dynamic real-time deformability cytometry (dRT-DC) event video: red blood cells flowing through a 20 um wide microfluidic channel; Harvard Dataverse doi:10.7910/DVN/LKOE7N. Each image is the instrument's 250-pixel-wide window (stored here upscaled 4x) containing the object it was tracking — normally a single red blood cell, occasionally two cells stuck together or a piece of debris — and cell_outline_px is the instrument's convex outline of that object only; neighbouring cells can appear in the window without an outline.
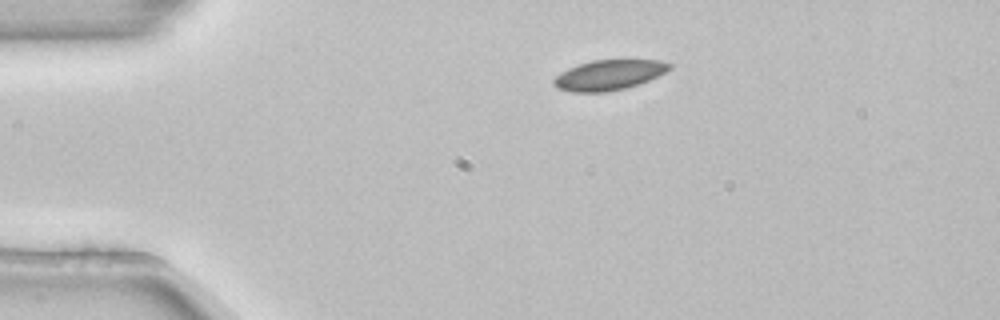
{"species": "common noctule bat (a hibernating species)", "species_latin": "Nyctalus noctula", "temperature_condition": "room temperature", "stored_images_in_passage": 2, "camera_frame_rate_fps": 3000, "um_per_image_px": 0.085, "animal": {"sex": "female", "body_mass_g": 22.7, "forearm_length_mm": 54.2}, "frame": {"image": 1, "passage_image": 1, "time_ms": 0.0, "image_size_px": [1000, 320], "cell_outline_px": [[672, 68], [648, 80], [624, 88], [604, 92], [572, 92], [556, 88], [552, 84], [552, 80], [560, 72], [568, 68], [592, 60], [660, 60], [672, 64]], "centroid_in_image_um": [51.71, 6.37], "position_along_channel_um": 33.3, "area_um2": 20.17}}